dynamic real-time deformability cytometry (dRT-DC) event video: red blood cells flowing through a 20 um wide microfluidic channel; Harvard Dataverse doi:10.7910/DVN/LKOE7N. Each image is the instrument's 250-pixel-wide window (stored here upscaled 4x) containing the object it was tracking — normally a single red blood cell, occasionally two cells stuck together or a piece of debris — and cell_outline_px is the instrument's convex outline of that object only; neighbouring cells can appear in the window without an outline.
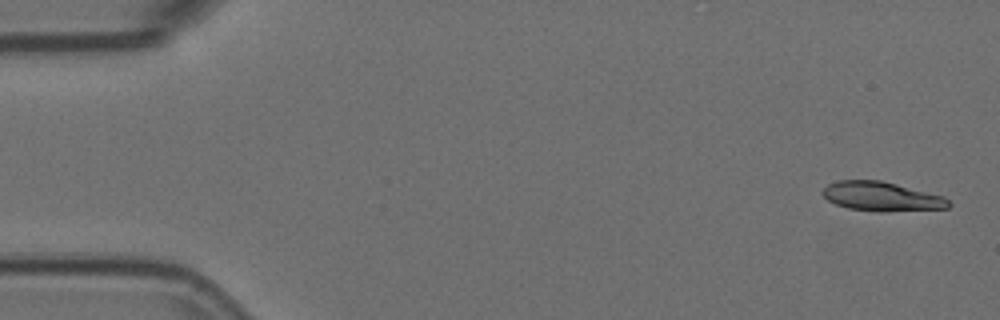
{"species": "Egyptian fruit bat (a non-hibernating species)", "species_latin": "Rousettus aegyptiacus", "temperature_condition": "room temperature", "stored_images_in_passage": 4, "camera_frame_rate_fps": 3000, "um_per_image_px": 0.085, "animal": {"sex": "female"}, "frame": {"image": 1, "passage_image": 1, "time_ms": 0.0, "image_size_px": [1000, 320], "cell_outline_px": [[952, 204], [948, 208], [884, 212], [876, 212], [848, 208], [836, 204], [828, 200], [820, 192], [828, 184], [836, 180], [880, 180], [944, 196]], "centroid_in_image_um": [74.93, 16.7], "position_along_channel_um": 10.1, "area_um2": 21.56}}
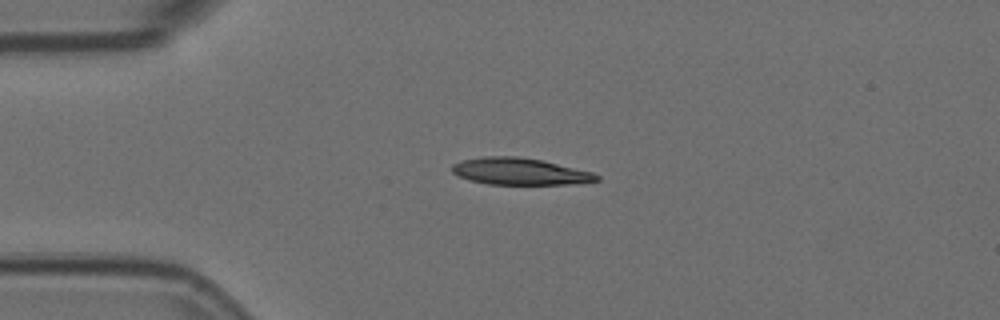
{"frame": {"image": 2, "passage_image": 3, "time_ms": 0.667, "image_size_px": [1000, 320], "cell_outline_px": [[600, 180], [568, 184], [488, 184], [468, 180], [452, 172], [452, 164], [460, 160], [484, 156], [516, 156], [540, 160], [592, 172], [600, 176]], "centroid_in_image_um": [44.13, 14.57], "position_along_channel_um": 40.9, "area_um2": 22.43}}